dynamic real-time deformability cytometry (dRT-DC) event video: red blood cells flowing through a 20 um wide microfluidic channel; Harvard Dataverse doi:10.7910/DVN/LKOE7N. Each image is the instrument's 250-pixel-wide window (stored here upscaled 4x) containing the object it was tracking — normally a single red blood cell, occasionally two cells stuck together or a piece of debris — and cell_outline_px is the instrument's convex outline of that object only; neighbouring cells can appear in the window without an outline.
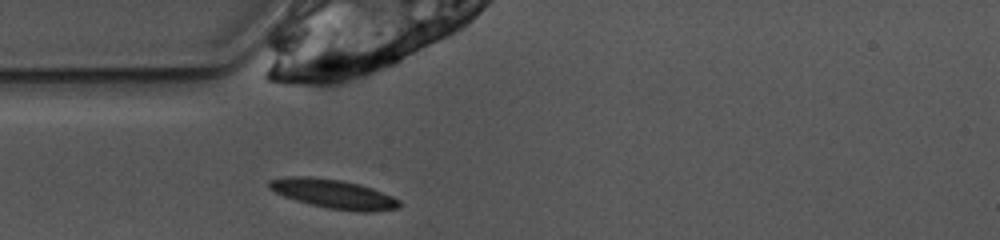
{"species": "common noctule bat (a hibernating species)", "species_latin": "Nyctalus noctula", "temperature_condition": "warm", "stored_images_in_passage": 38, "camera_frame_rate_fps": 3000, "um_per_image_px": 0.085, "animal": {"sex": "female", "body_mass_g": 10.0, "forearm_length_mm": 53.1}, "frame": {"image": 1, "passage_image": 1, "time_ms": 0.0, "image_size_px": [1000, 240], "cell_outline_px": [[400, 204], [396, 208], [372, 212], [356, 212], [328, 208], [296, 200], [284, 196], [268, 188], [268, 180], [288, 176], [312, 176], [340, 180], [360, 184], [372, 188], [392, 196], [400, 200]], "centroid_in_image_um": [28.34, 16.47], "position_along_channel_um": 56.7, "area_um2": 22.02}}
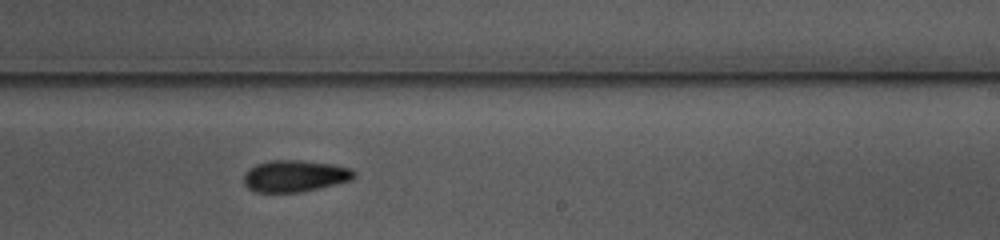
{"frame": {"image": 2, "passage_image": 17, "time_ms": 5.333, "image_size_px": [1000, 240], "cell_outline_px": [[356, 176], [352, 180], [320, 188], [300, 192], [256, 192], [248, 188], [244, 184], [244, 172], [248, 168], [256, 164], [268, 160], [300, 160], [332, 164], [352, 168], [356, 172]], "centroid_in_image_um": [25.06, 14.95], "position_along_channel_um": 263.9, "area_um2": 20.63}}
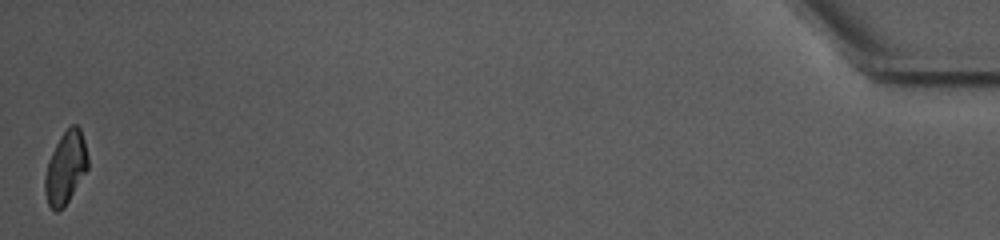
{"frame": {"image": 3, "passage_image": 38, "time_ms": 12.333, "image_size_px": [1000, 240], "cell_outline_px": [[88, 168], [64, 208], [56, 212], [48, 204], [44, 192], [44, 176], [48, 160], [60, 136], [72, 124], [76, 124], [80, 128], [84, 140], [88, 156]], "centroid_in_image_um": [5.57, 14.27], "position_along_channel_um": 429.6, "area_um2": 18.15}, "authors_computed_cell_mechanics": {"area_um2": 19.9699, "velocity_mm_per_s": 3.8841, "shape_relaxation_time_tau1_ms": 5.3594, "shape_relaxation_time_tau2_ms": null, "deformation_change_tau1": 0.1499, "deformation_change_tau2": null}}